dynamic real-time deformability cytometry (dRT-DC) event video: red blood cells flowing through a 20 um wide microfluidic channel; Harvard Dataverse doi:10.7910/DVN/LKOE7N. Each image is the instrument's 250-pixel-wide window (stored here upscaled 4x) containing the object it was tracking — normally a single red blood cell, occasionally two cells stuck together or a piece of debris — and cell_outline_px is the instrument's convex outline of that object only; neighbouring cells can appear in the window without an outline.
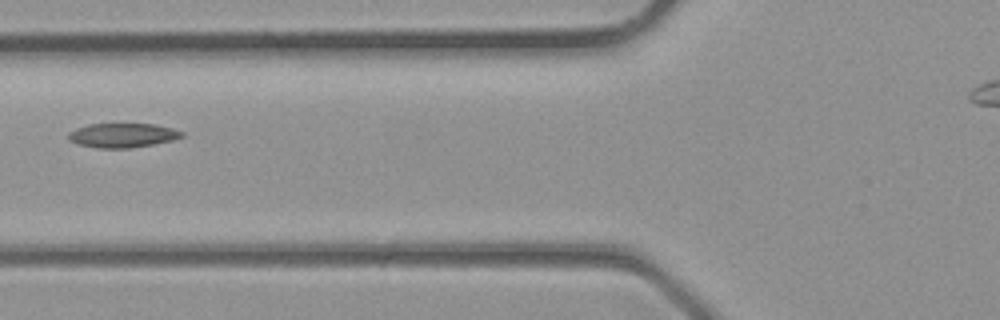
{"species": "common noctule bat (a hibernating species)", "species_latin": "Nyctalus noctula", "temperature_condition": "room temperature", "stored_images_in_passage": 6, "segment_of_instrument_passage": [1, 2], "camera_frame_rate_fps": 3000, "um_per_image_px": 0.085, "animal": {"sex": "male", "body_mass_g": 23.1, "forearm_length_mm": 52.7}, "frame": {"image": 1, "passage_image": 4, "time_ms": 1.0, "image_size_px": [1000, 320], "cell_outline_px": [[184, 136], [172, 140], [152, 144], [128, 148], [96, 148], [76, 144], [68, 140], [68, 132], [76, 128], [88, 124], [152, 124], [172, 128], [184, 132]], "centroid_in_image_um": [10.37, 11.5], "position_along_channel_um": 115.4, "area_um2": 16.07}}